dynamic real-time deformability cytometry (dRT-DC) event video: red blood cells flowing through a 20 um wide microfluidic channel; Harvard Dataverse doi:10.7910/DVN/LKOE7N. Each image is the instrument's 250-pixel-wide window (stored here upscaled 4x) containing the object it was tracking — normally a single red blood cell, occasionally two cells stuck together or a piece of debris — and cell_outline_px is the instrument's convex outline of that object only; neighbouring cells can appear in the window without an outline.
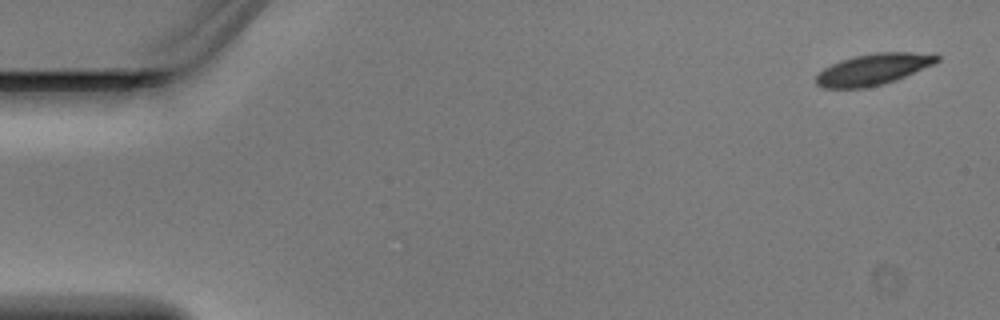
{"species": "Egyptian fruit bat (a non-hibernating species)", "species_latin": "Rousettus aegyptiacus", "temperature_condition": "warm", "stored_images_in_passage": 5, "camera_frame_rate_fps": 3000, "um_per_image_px": 0.085, "animal": {"sex": "male"}, "frame": {"image": 1, "passage_image": 1, "time_ms": 0.0, "image_size_px": [1000, 320], "cell_outline_px": [[940, 60], [932, 64], [896, 80], [884, 84], [864, 88], [824, 88], [816, 84], [816, 76], [824, 68], [840, 60], [856, 56], [876, 52], [912, 52], [940, 56]], "centroid_in_image_um": [74.19, 5.9], "position_along_channel_um": 10.8, "area_um2": 21.73}}
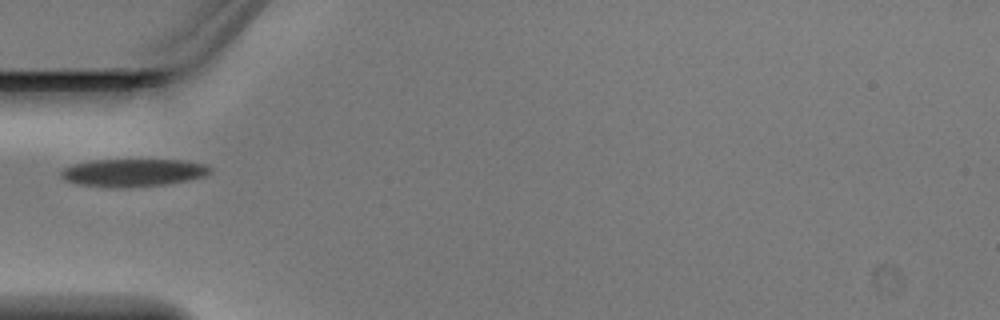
{"frame": {"image": 2, "passage_image": 4, "time_ms": 1.0, "image_size_px": [1000, 320], "cell_outline_px": [[212, 172], [204, 176], [164, 184], [128, 188], [116, 188], [76, 184], [64, 180], [60, 176], [60, 172], [64, 168], [72, 164], [92, 160], [188, 160], [204, 164], [212, 168]], "centroid_in_image_um": [11.28, 14.67], "position_along_channel_um": 73.7, "area_um2": 24.22}}
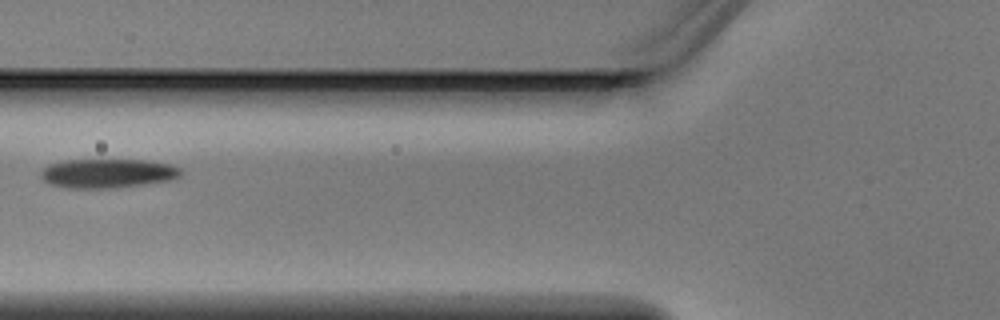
{"frame": {"image": 3, "passage_image": 5, "time_ms": 1.333, "image_size_px": [1000, 320], "cell_outline_px": [[180, 176], [172, 180], [116, 188], [68, 188], [52, 184], [44, 180], [40, 176], [40, 172], [44, 168], [52, 164], [64, 160], [144, 160], [168, 164], [180, 168]], "centroid_in_image_um": [9.15, 14.74], "position_along_channel_um": 116.6, "area_um2": 23.58}}